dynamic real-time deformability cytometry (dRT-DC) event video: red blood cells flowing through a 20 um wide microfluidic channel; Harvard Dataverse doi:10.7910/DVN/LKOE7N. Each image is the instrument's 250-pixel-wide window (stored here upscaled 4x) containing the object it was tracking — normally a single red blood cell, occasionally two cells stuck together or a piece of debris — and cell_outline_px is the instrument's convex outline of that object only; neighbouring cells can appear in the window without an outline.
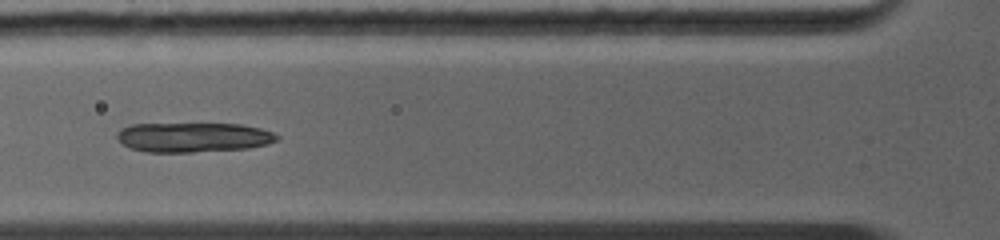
{"species": "common noctule bat (a hibernating species)", "species_latin": "Nyctalus noctula", "temperature_condition": "warm", "stored_images_in_passage": 9, "camera_frame_rate_fps": 5000, "um_per_image_px": 0.085, "animal": {"sex": "female", "body_mass_g": 19.0, "forearm_length_mm": 56.7}, "frame": {"image": 1, "passage_image": 4, "time_ms": 1.8, "image_size_px": [1000, 240], "cell_outline_px": [[280, 136], [276, 140], [268, 144], [248, 148], [192, 152], [144, 152], [128, 148], [116, 136], [116, 132], [120, 128], [132, 124], [244, 124], [260, 128], [272, 132]], "centroid_in_image_um": [16.4, 11.67], "position_along_channel_um": 109.4, "area_um2": 27.74}}
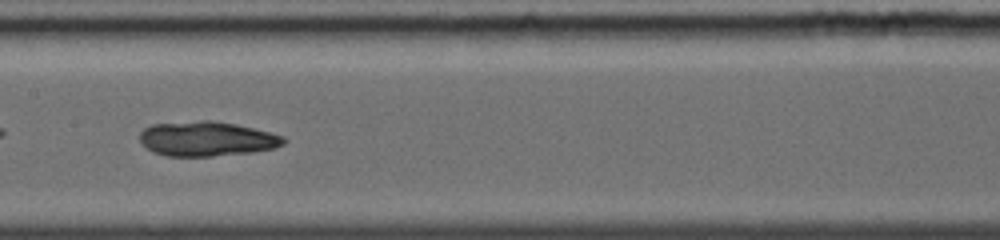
{"frame": {"image": 2, "passage_image": 6, "time_ms": 3.6, "image_size_px": [1000, 240], "cell_outline_px": [[284, 144], [276, 148], [252, 152], [212, 156], [168, 156], [156, 152], [148, 148], [140, 140], [140, 132], [144, 128], [152, 124], [200, 120], [212, 120], [236, 124], [284, 136]], "centroid_in_image_um": [17.58, 11.79], "position_along_channel_um": 189.8, "area_um2": 28.9}}
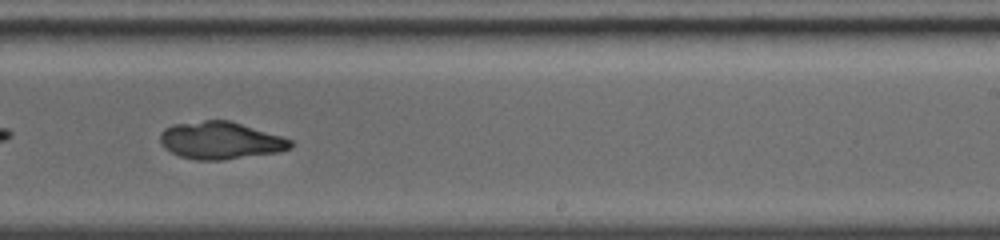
{"frame": {"image": 3, "passage_image": 8, "time_ms": 5.4, "image_size_px": [1000, 240], "cell_outline_px": [[292, 144], [288, 148], [280, 152], [224, 160], [196, 160], [180, 156], [164, 148], [160, 140], [160, 132], [164, 128], [172, 124], [204, 120], [228, 120], [280, 136], [292, 140]], "centroid_in_image_um": [18.69, 11.94], "position_along_channel_um": 270.3, "area_um2": 28.26}}